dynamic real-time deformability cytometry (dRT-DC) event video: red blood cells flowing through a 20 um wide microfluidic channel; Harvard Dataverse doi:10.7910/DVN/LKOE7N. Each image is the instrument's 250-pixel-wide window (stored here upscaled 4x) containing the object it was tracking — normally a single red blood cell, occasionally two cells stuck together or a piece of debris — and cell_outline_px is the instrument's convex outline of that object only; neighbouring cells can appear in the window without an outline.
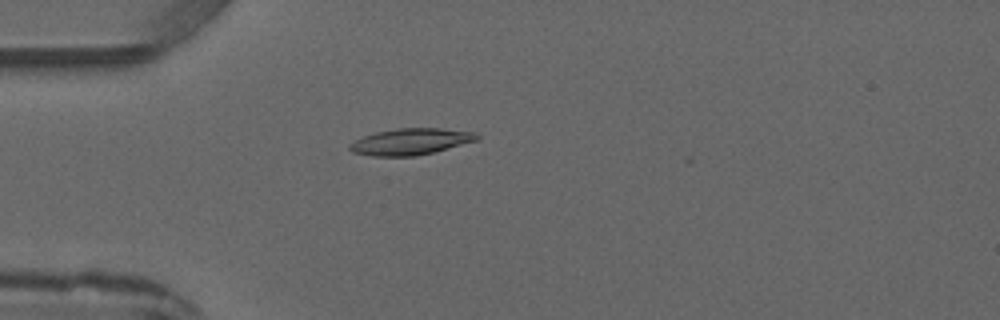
{"species": "common noctule bat (a hibernating species)", "species_latin": "Nyctalus noctula", "temperature_condition": "warm", "stored_images_in_passage": 4, "camera_frame_rate_fps": 3000, "um_per_image_px": 0.085, "animal": {"sex": "male", "forearm_length_mm": 52.5}, "frame": {"image": 1, "passage_image": 4, "time_ms": 4.667, "image_size_px": [1000, 320], "cell_outline_px": [[480, 136], [476, 140], [432, 152], [416, 156], [372, 156], [352, 152], [348, 148], [348, 144], [364, 136], [376, 132], [396, 128], [440, 128], [472, 132]], "centroid_in_image_um": [34.84, 12.03], "position_along_channel_um": 50.2, "area_um2": 19.31}}